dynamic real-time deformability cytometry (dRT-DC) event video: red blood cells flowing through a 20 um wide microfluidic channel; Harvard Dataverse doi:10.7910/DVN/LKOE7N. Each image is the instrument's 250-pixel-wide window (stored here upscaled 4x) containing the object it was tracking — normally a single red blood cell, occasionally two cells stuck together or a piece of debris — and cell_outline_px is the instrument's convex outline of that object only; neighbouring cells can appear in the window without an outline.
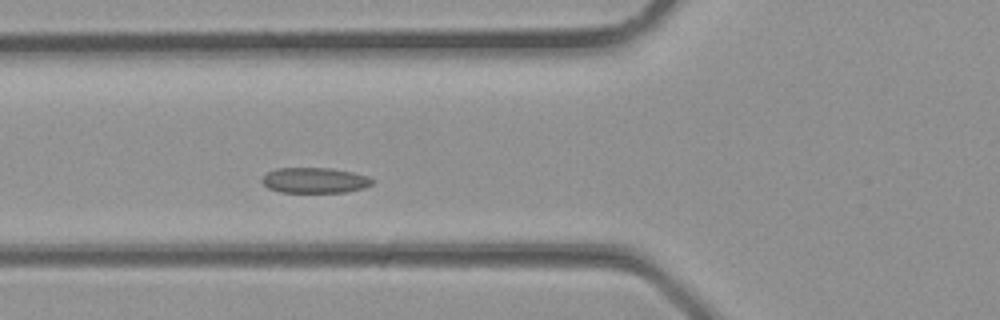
{"species": "common noctule bat (a hibernating species)", "species_latin": "Nyctalus noctula", "temperature_condition": "room temperature", "stored_images_in_passage": 29, "camera_frame_rate_fps": 3000, "um_per_image_px": 0.085, "animal": {"sex": "male", "body_mass_g": 23.1, "forearm_length_mm": 52.7}, "frame": {"image": 1, "passage_image": 7, "time_ms": 2.0, "image_size_px": [1000, 320], "cell_outline_px": [[376, 180], [372, 184], [364, 188], [348, 192], [280, 192], [268, 188], [260, 180], [268, 172], [276, 168], [332, 168], [352, 172], [368, 176]], "centroid_in_image_um": [26.78, 15.33], "position_along_channel_um": 99.0, "area_um2": 16.47}}
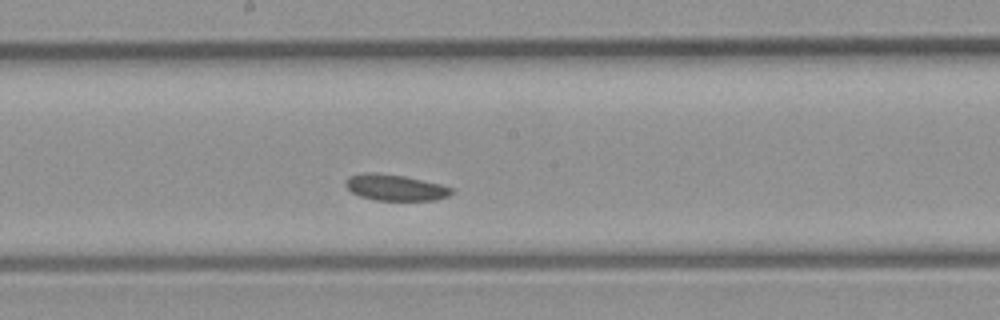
{"frame": {"image": 2, "passage_image": 13, "time_ms": 4.0, "image_size_px": [1000, 320], "cell_outline_px": [[452, 192], [448, 196], [436, 200], [376, 200], [360, 196], [352, 192], [344, 184], [344, 180], [348, 176], [364, 172], [376, 172], [404, 176], [440, 184], [452, 188]], "centroid_in_image_um": [33.55, 15.93], "position_along_channel_um": 214.7, "area_um2": 16.13}}
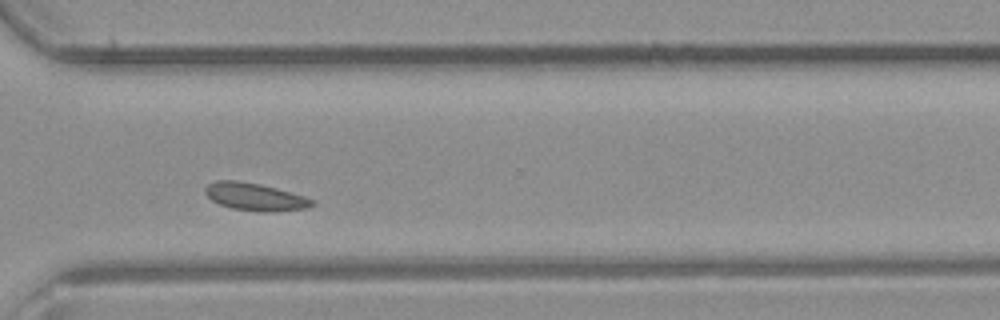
{"frame": {"image": 3, "passage_image": 20, "time_ms": 6.333, "image_size_px": [1000, 320], "cell_outline_px": [[316, 204], [308, 208], [272, 212], [264, 212], [232, 208], [220, 204], [212, 200], [204, 192], [204, 188], [208, 184], [216, 180], [240, 180], [260, 184], [276, 188], [304, 196], [312, 200]], "centroid_in_image_um": [21.67, 16.72], "position_along_channel_um": 348.9, "area_um2": 17.17}}